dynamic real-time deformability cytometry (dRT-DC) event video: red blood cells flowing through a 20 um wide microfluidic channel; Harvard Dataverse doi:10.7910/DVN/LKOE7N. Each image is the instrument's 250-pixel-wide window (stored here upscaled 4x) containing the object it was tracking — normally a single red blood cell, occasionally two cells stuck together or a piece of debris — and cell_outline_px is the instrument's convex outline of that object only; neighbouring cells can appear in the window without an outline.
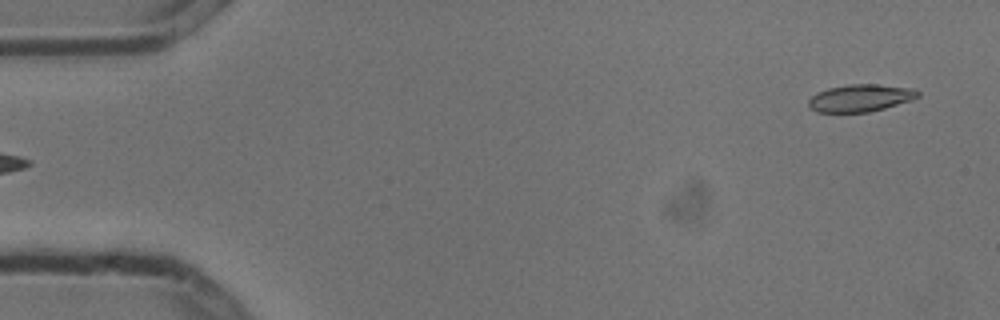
{"species": "common noctule bat (a hibernating species)", "species_latin": "Nyctalus noctula", "temperature_condition": "cold", "stored_images_in_passage": 6, "camera_frame_rate_fps": 3000, "um_per_image_px": 0.085, "animal": {"sex": "male", "body_mass_g": 13.3}, "frame": {"image": 1, "passage_image": 6, "time_ms": 1.667, "image_size_px": [1000, 320], "cell_outline_px": [[920, 96], [912, 100], [884, 108], [868, 112], [816, 112], [808, 104], [808, 100], [816, 92], [828, 88], [848, 84], [880, 84], [916, 88], [920, 92]], "centroid_in_image_um": [73.17, 8.31], "position_along_channel_um": 11.8, "area_um2": 17.57}}